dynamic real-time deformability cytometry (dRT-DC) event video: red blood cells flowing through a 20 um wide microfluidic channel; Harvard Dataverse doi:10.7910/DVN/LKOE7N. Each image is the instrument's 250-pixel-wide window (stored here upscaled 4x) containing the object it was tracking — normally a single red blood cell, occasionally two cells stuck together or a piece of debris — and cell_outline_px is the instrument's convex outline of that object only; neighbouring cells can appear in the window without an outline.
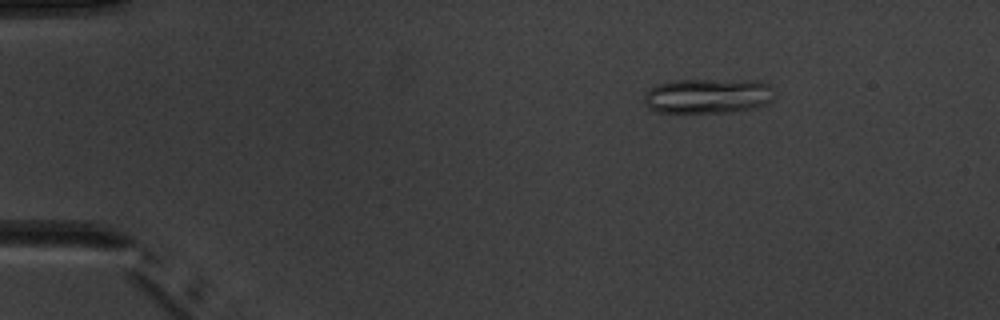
{"species": "common noctule bat (a hibernating species)", "species_latin": "Nyctalus noctula", "temperature_condition": "warm", "stored_images_in_passage": 4, "segment_of_instrument_passage": [1, 2], "camera_frame_rate_fps": 3000, "um_per_image_px": 0.085, "animal": {"sex": "male", "body_mass_g": 20.1, "forearm_length_mm": 53.5}, "frame": {"image": 1, "passage_image": 1, "time_ms": 0.0, "image_size_px": [1000, 320], "cell_outline_px": [[776, 92], [772, 100], [768, 104], [752, 108], [728, 112], [656, 112], [648, 108], [644, 100], [644, 96], [656, 84], [672, 80], [760, 80], [768, 84]], "centroid_in_image_um": [60.21, 8.14], "position_along_channel_um": 24.8, "area_um2": 26.7}}
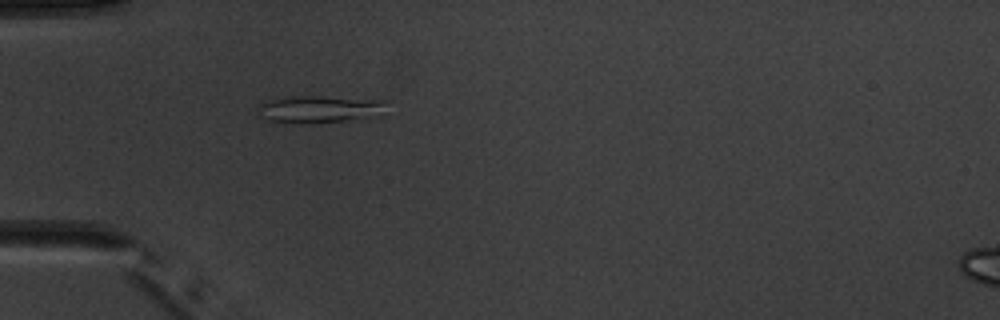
{"frame": {"image": 2, "passage_image": 3, "time_ms": 2.667, "image_size_px": [1000, 320], "cell_outline_px": [[388, 100], [384, 116], [312, 124], [300, 124], [268, 120], [260, 116], [256, 108], [260, 104], [276, 96], [320, 96]], "centroid_in_image_um": [27.19, 9.28], "position_along_channel_um": 57.8, "area_um2": 21.27}}